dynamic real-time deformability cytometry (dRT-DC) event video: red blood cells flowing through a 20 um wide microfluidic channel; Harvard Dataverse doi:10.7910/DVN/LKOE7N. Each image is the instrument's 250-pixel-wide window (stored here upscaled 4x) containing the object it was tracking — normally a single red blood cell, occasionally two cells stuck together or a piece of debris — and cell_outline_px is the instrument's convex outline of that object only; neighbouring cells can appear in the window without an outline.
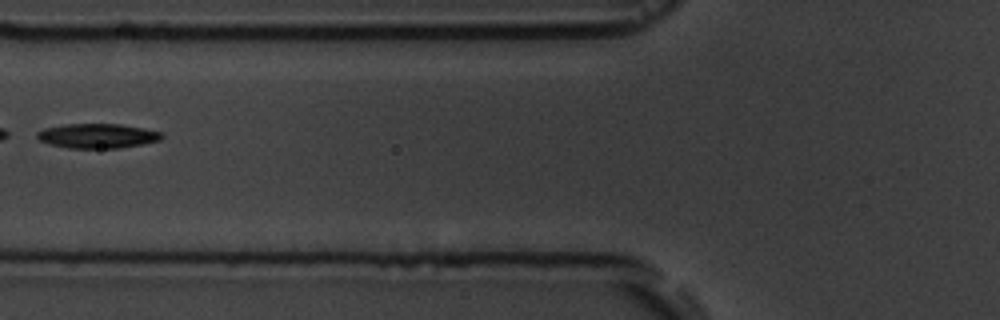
{"species": "common noctule bat (a hibernating species)", "species_latin": "Nyctalus noctula", "temperature_condition": "room temperature", "stored_images_in_passage": 4, "camera_frame_rate_fps": 3000, "um_per_image_px": 0.085, "animal": {"sex": "male", "body_mass_g": 19.5, "forearm_length_mm": 54.6}, "frame": {"image": 1, "passage_image": 3, "time_ms": 2.333, "image_size_px": [1000, 320], "cell_outline_px": [[164, 136], [160, 140], [120, 148], [68, 148], [48, 144], [40, 140], [36, 136], [36, 132], [44, 128], [64, 124], [120, 124], [144, 128], [160, 132]], "centroid_in_image_um": [8.25, 11.55], "position_along_channel_um": 117.6, "area_um2": 17.86}}
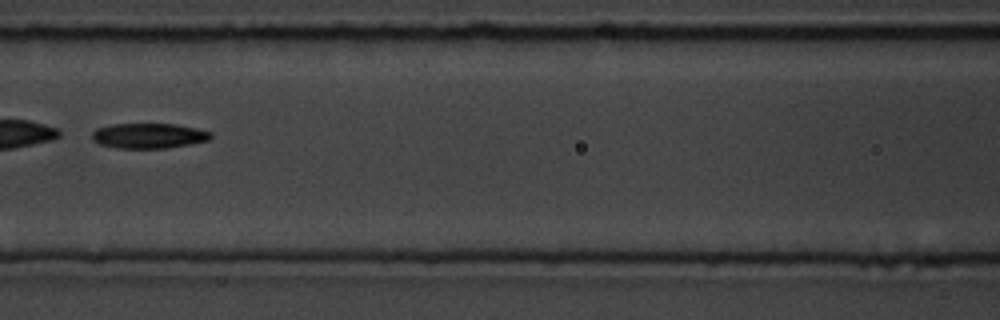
{"frame": {"image": 2, "passage_image": 4, "time_ms": 3.333, "image_size_px": [1000, 320], "cell_outline_px": [[212, 136], [208, 140], [188, 144], [164, 148], [116, 148], [100, 144], [92, 140], [92, 132], [96, 128], [112, 124], [176, 124], [196, 128], [212, 132]], "centroid_in_image_um": [12.61, 11.53], "position_along_channel_um": 154.0, "area_um2": 17.34}}